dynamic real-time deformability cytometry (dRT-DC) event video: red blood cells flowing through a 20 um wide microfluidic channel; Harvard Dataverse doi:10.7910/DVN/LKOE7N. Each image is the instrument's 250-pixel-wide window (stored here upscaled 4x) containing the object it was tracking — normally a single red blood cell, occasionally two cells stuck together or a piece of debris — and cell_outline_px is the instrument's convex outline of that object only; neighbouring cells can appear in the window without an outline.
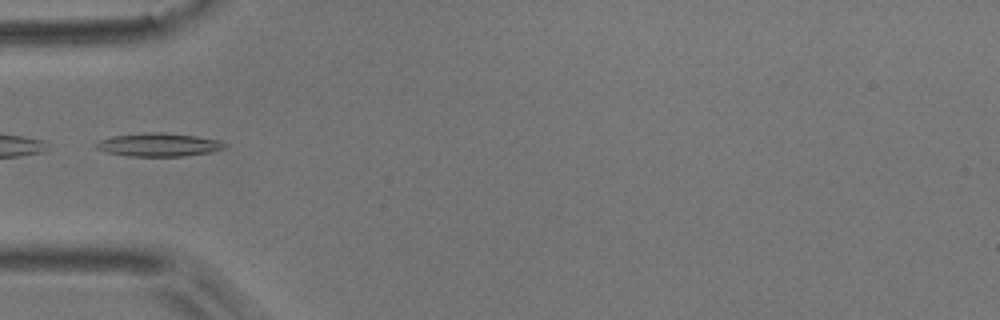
{"species": "common noctule bat (a hibernating species)", "species_latin": "Nyctalus noctula", "temperature_condition": "room temperature", "stored_images_in_passage": 36, "camera_frame_rate_fps": 3000, "um_per_image_px": 0.085, "animal": {"sex": "male", "body_mass_g": 17.9}, "frame": {"image": 1, "passage_image": 1, "time_ms": 0.0, "image_size_px": [1000, 320], "cell_outline_px": [[228, 144], [224, 148], [212, 152], [184, 156], [128, 156], [104, 152], [96, 148], [92, 144], [100, 140], [112, 136], [148, 132], [160, 132], [196, 136], [220, 140]], "centroid_in_image_um": [13.47, 12.3], "position_along_channel_um": 71.5, "area_um2": 17.63}, "authors_computed_cell_mechanics": {"area_um2": 15.4037, "velocity_mm_per_s": 3.7293, "shape_relaxation_time_tau1_ms": 6.7904, "shape_relaxation_time_tau2_ms": 5.9173, "deformation_change_tau1": 0.1832, "deformation_change_tau2": 0.1705}}